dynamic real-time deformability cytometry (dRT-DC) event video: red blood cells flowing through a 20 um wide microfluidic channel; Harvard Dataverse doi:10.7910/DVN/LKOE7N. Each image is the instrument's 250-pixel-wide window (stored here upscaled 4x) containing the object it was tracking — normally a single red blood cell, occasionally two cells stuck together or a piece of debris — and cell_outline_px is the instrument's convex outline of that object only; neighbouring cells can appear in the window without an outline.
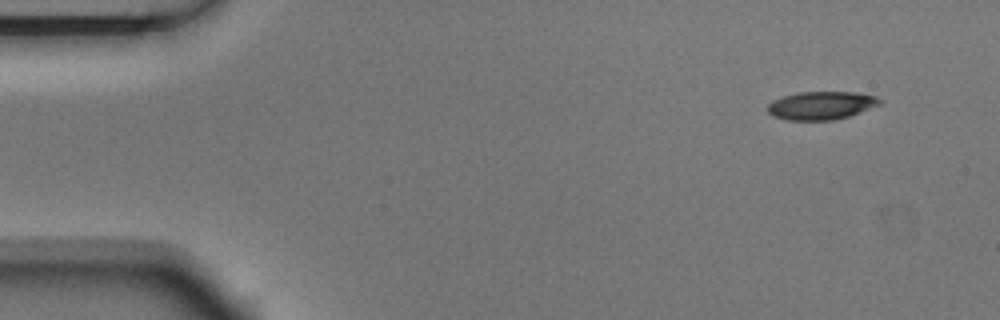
{"species": "Egyptian fruit bat (a non-hibernating species)", "species_latin": "Rousettus aegyptiacus", "temperature_condition": "room temperature", "stored_images_in_passage": 4, "camera_frame_rate_fps": 3000, "um_per_image_px": 0.085, "animal": {"sex": "male"}, "frame": {"image": 1, "passage_image": 1, "time_ms": 0.0, "image_size_px": [1000, 320], "cell_outline_px": [[884, 100], [880, 104], [848, 116], [832, 120], [788, 120], [772, 116], [768, 112], [768, 104], [772, 100], [784, 96], [800, 92], [856, 92], [876, 96]], "centroid_in_image_um": [69.8, 8.96], "position_along_channel_um": 15.2, "area_um2": 18.32}}